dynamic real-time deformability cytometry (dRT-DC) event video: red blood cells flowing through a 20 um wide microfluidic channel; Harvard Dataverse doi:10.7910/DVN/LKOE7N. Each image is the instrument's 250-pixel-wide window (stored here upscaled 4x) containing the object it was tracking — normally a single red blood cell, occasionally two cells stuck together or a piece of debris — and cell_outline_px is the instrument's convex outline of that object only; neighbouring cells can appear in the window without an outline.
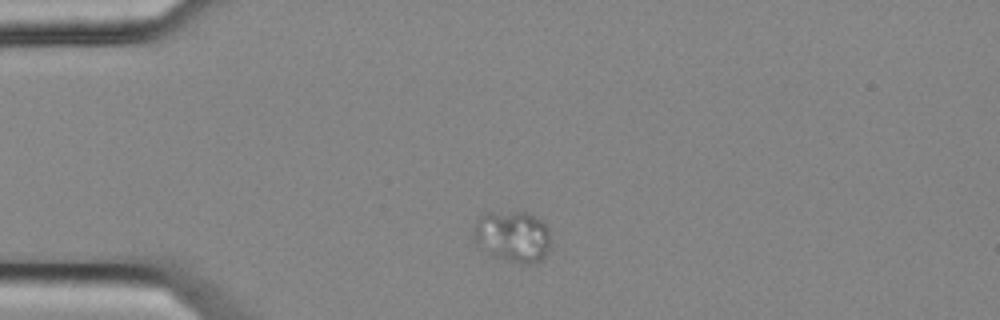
{"species": "common noctule bat (a hibernating species)", "species_latin": "Nyctalus noctula", "temperature_condition": "cold", "stored_images_in_passage": 5, "camera_frame_rate_fps": 3000, "um_per_image_px": 0.085, "animal": {"sex": "female", "body_mass_g": 25.1}, "frame": {"image": 1, "passage_image": 1, "time_ms": 0.0, "image_size_px": [1000, 320], "cell_outline_px": [[548, 252], [536, 264], [520, 264], [492, 256], [472, 236], [472, 228], [476, 220], [480, 216], [488, 212], [528, 212], [536, 216], [548, 228]], "centroid_in_image_um": [43.56, 20.09], "position_along_channel_um": 41.4, "area_um2": 23.0}}
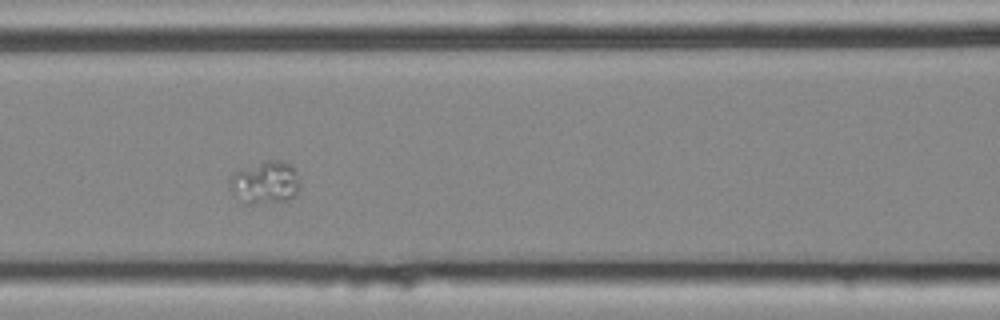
{"frame": {"image": 2, "passage_image": 4, "time_ms": 1.0, "image_size_px": [1000, 320], "cell_outline_px": [[300, 184], [296, 196], [288, 200], [256, 204], [244, 204], [232, 188], [228, 180], [236, 172], [264, 160], [276, 160], [292, 164], [296, 172]], "centroid_in_image_um": [22.6, 15.52], "position_along_channel_um": 144.0, "area_um2": 17.28}}
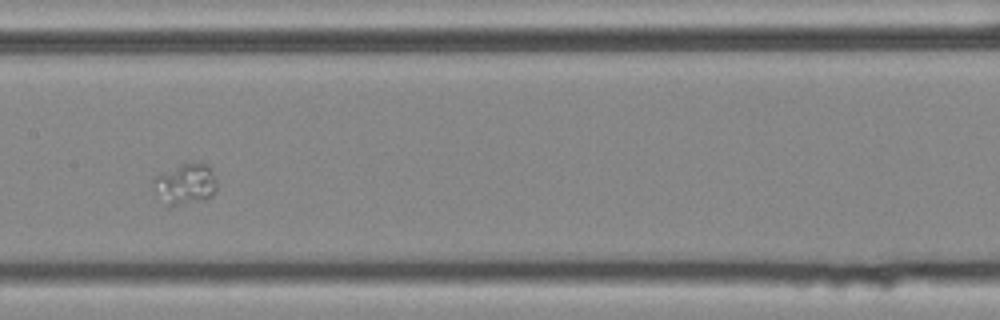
{"frame": {"image": 3, "passage_image": 5, "time_ms": 1.333, "image_size_px": [1000, 320], "cell_outline_px": [[216, 188], [212, 196], [200, 200], [168, 208], [152, 184], [152, 176], [188, 160], [208, 164], [216, 180]], "centroid_in_image_um": [15.72, 15.59], "position_along_channel_um": 191.7, "area_um2": 15.49}}